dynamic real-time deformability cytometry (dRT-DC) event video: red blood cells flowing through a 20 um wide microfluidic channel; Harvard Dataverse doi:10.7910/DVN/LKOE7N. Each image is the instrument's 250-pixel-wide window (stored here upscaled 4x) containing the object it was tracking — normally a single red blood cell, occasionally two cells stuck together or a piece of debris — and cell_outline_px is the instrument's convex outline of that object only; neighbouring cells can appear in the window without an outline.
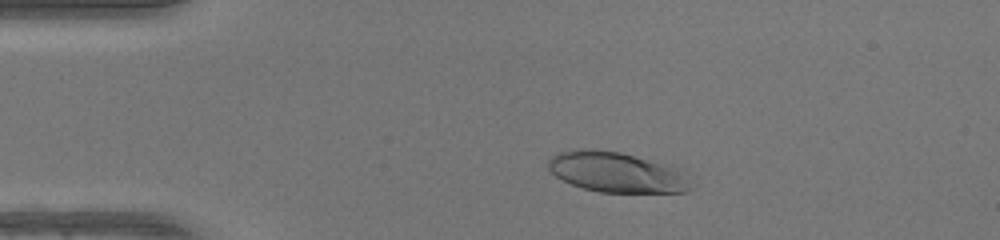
{"species": "human", "species_latin": "Homo sapiens", "temperature_condition": "warm", "stored_images_in_passage": 47, "camera_frame_rate_fps": 3000, "um_per_image_px": 0.085, "donor": {"sex": "female"}, "frame": {"image": 1, "passage_image": 8, "time_ms": 2.333, "image_size_px": [1000, 240], "cell_outline_px": [[696, 184], [692, 188], [684, 192], [600, 192], [584, 188], [572, 184], [556, 176], [548, 168], [548, 160], [556, 152], [576, 148], [584, 148], [620, 152], [672, 164], [684, 168]], "centroid_in_image_um": [52.54, 14.62], "position_along_channel_um": 32.5, "area_um2": 34.45}}
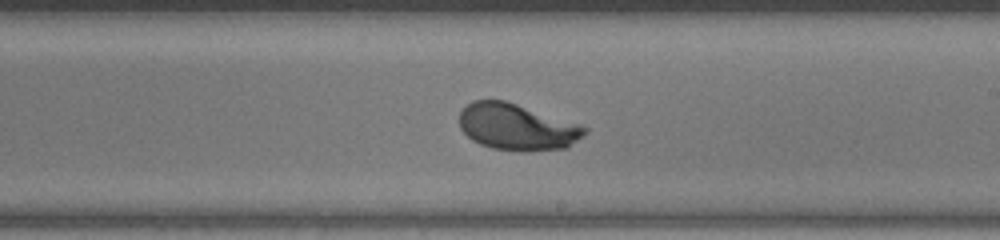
{"frame": {"image": 2, "passage_image": 27, "time_ms": 8.667, "image_size_px": [1000, 240], "cell_outline_px": [[588, 132], [584, 136], [568, 148], [524, 152], [520, 152], [492, 148], [480, 144], [472, 140], [460, 128], [460, 112], [472, 100], [504, 100], [580, 124], [588, 128]], "centroid_in_image_um": [43.98, 10.81], "position_along_channel_um": 245.0, "area_um2": 34.1}}
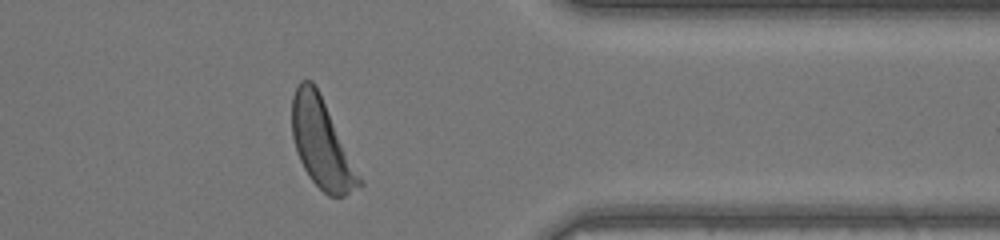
{"frame": {"image": 3, "passage_image": 38, "time_ms": 12.333, "image_size_px": [1000, 240], "cell_outline_px": [[364, 184], [344, 196], [328, 196], [312, 180], [304, 168], [300, 160], [292, 136], [292, 96], [300, 80], [312, 80]], "centroid_in_image_um": [27.31, 12.22], "position_along_channel_um": 384.1, "area_um2": 33.58}, "authors_computed_cell_mechanics": {"area_um2": 34.4488, "velocity_mm_per_s": 4.1797, "shape_relaxation_time_tau1_ms": 2.675, "shape_relaxation_time_tau2_ms": null, "deformation_change_tau1": 0.1843, "deformation_change_tau2": null}}